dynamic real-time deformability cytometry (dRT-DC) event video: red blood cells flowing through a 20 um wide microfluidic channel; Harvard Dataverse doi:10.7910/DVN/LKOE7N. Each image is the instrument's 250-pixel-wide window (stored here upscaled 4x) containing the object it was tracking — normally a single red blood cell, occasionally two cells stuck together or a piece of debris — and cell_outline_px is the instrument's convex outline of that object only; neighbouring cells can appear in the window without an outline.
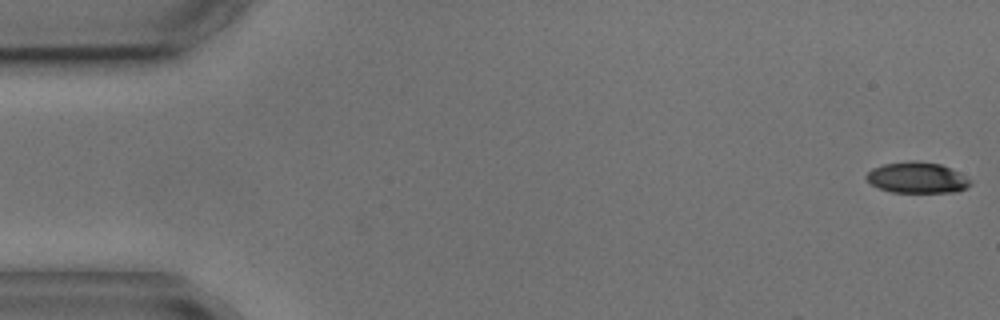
{"species": "common noctule bat (a hibernating species)", "species_latin": "Nyctalus noctula", "temperature_condition": "cold", "stored_images_in_passage": 4, "camera_frame_rate_fps": 3000, "um_per_image_px": 0.085, "animal": {"sex": "male", "body_mass_g": 17.9, "forearm_length_mm": 54.2}, "frame": {"image": 1, "passage_image": 1, "time_ms": 0.0, "image_size_px": [1000, 320], "cell_outline_px": [[972, 184], [968, 188], [956, 192], [892, 192], [880, 188], [872, 184], [864, 176], [872, 168], [884, 164], [908, 160], [916, 160], [940, 164], [952, 168], [964, 176]], "centroid_in_image_um": [77.96, 15.09], "position_along_channel_um": 7.0, "area_um2": 18.79}}